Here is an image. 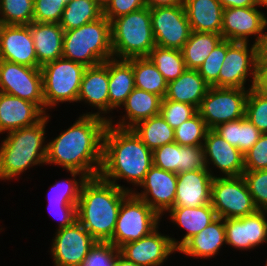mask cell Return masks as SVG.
<instances>
[{
	"instance_id": "11",
	"label": "cell",
	"mask_w": 267,
	"mask_h": 266,
	"mask_svg": "<svg viewBox=\"0 0 267 266\" xmlns=\"http://www.w3.org/2000/svg\"><path fill=\"white\" fill-rule=\"evenodd\" d=\"M256 64V44L227 40L226 56L218 75V87L253 88L256 80ZM247 81L250 84H247Z\"/></svg>"
},
{
	"instance_id": "50",
	"label": "cell",
	"mask_w": 267,
	"mask_h": 266,
	"mask_svg": "<svg viewBox=\"0 0 267 266\" xmlns=\"http://www.w3.org/2000/svg\"><path fill=\"white\" fill-rule=\"evenodd\" d=\"M51 217L58 219L56 230L69 227L77 221V205H48Z\"/></svg>"
},
{
	"instance_id": "25",
	"label": "cell",
	"mask_w": 267,
	"mask_h": 266,
	"mask_svg": "<svg viewBox=\"0 0 267 266\" xmlns=\"http://www.w3.org/2000/svg\"><path fill=\"white\" fill-rule=\"evenodd\" d=\"M161 100L162 98L158 95L134 88L119 109L122 110L124 107L125 114H122L119 120H114L116 117H113L108 124L118 128L131 129L140 121L160 114Z\"/></svg>"
},
{
	"instance_id": "40",
	"label": "cell",
	"mask_w": 267,
	"mask_h": 266,
	"mask_svg": "<svg viewBox=\"0 0 267 266\" xmlns=\"http://www.w3.org/2000/svg\"><path fill=\"white\" fill-rule=\"evenodd\" d=\"M245 117L261 132L267 133V97L250 88Z\"/></svg>"
},
{
	"instance_id": "12",
	"label": "cell",
	"mask_w": 267,
	"mask_h": 266,
	"mask_svg": "<svg viewBox=\"0 0 267 266\" xmlns=\"http://www.w3.org/2000/svg\"><path fill=\"white\" fill-rule=\"evenodd\" d=\"M0 92L35 103L45 113L40 67L0 59Z\"/></svg>"
},
{
	"instance_id": "14",
	"label": "cell",
	"mask_w": 267,
	"mask_h": 266,
	"mask_svg": "<svg viewBox=\"0 0 267 266\" xmlns=\"http://www.w3.org/2000/svg\"><path fill=\"white\" fill-rule=\"evenodd\" d=\"M96 242L78 221L56 230L49 247L52 263L54 266H82Z\"/></svg>"
},
{
	"instance_id": "19",
	"label": "cell",
	"mask_w": 267,
	"mask_h": 266,
	"mask_svg": "<svg viewBox=\"0 0 267 266\" xmlns=\"http://www.w3.org/2000/svg\"><path fill=\"white\" fill-rule=\"evenodd\" d=\"M203 149L207 169L213 177L242 176L245 171L244 155L213 129L208 130ZM213 170L217 171L216 175Z\"/></svg>"
},
{
	"instance_id": "28",
	"label": "cell",
	"mask_w": 267,
	"mask_h": 266,
	"mask_svg": "<svg viewBox=\"0 0 267 266\" xmlns=\"http://www.w3.org/2000/svg\"><path fill=\"white\" fill-rule=\"evenodd\" d=\"M191 31L221 34L223 10L218 0H183Z\"/></svg>"
},
{
	"instance_id": "54",
	"label": "cell",
	"mask_w": 267,
	"mask_h": 266,
	"mask_svg": "<svg viewBox=\"0 0 267 266\" xmlns=\"http://www.w3.org/2000/svg\"><path fill=\"white\" fill-rule=\"evenodd\" d=\"M144 2L148 8L183 5V0H144Z\"/></svg>"
},
{
	"instance_id": "6",
	"label": "cell",
	"mask_w": 267,
	"mask_h": 266,
	"mask_svg": "<svg viewBox=\"0 0 267 266\" xmlns=\"http://www.w3.org/2000/svg\"><path fill=\"white\" fill-rule=\"evenodd\" d=\"M112 52L115 59L147 57L156 46L150 8L130 12L111 22Z\"/></svg>"
},
{
	"instance_id": "9",
	"label": "cell",
	"mask_w": 267,
	"mask_h": 266,
	"mask_svg": "<svg viewBox=\"0 0 267 266\" xmlns=\"http://www.w3.org/2000/svg\"><path fill=\"white\" fill-rule=\"evenodd\" d=\"M211 205L223 219L241 218L258 210L242 176L214 177Z\"/></svg>"
},
{
	"instance_id": "43",
	"label": "cell",
	"mask_w": 267,
	"mask_h": 266,
	"mask_svg": "<svg viewBox=\"0 0 267 266\" xmlns=\"http://www.w3.org/2000/svg\"><path fill=\"white\" fill-rule=\"evenodd\" d=\"M242 177L257 209L267 211V169L245 170Z\"/></svg>"
},
{
	"instance_id": "13",
	"label": "cell",
	"mask_w": 267,
	"mask_h": 266,
	"mask_svg": "<svg viewBox=\"0 0 267 266\" xmlns=\"http://www.w3.org/2000/svg\"><path fill=\"white\" fill-rule=\"evenodd\" d=\"M267 8V1L259 6L225 8L223 10L221 36L231 42H251L257 44L265 35L267 16L260 8Z\"/></svg>"
},
{
	"instance_id": "5",
	"label": "cell",
	"mask_w": 267,
	"mask_h": 266,
	"mask_svg": "<svg viewBox=\"0 0 267 266\" xmlns=\"http://www.w3.org/2000/svg\"><path fill=\"white\" fill-rule=\"evenodd\" d=\"M62 57L86 67L112 59L111 22L103 15L79 28L64 31Z\"/></svg>"
},
{
	"instance_id": "23",
	"label": "cell",
	"mask_w": 267,
	"mask_h": 266,
	"mask_svg": "<svg viewBox=\"0 0 267 266\" xmlns=\"http://www.w3.org/2000/svg\"><path fill=\"white\" fill-rule=\"evenodd\" d=\"M213 178L208 169L177 174V187L173 207H198L211 203Z\"/></svg>"
},
{
	"instance_id": "10",
	"label": "cell",
	"mask_w": 267,
	"mask_h": 266,
	"mask_svg": "<svg viewBox=\"0 0 267 266\" xmlns=\"http://www.w3.org/2000/svg\"><path fill=\"white\" fill-rule=\"evenodd\" d=\"M249 89L210 86L197 109L209 129L245 117Z\"/></svg>"
},
{
	"instance_id": "31",
	"label": "cell",
	"mask_w": 267,
	"mask_h": 266,
	"mask_svg": "<svg viewBox=\"0 0 267 266\" xmlns=\"http://www.w3.org/2000/svg\"><path fill=\"white\" fill-rule=\"evenodd\" d=\"M244 155L259 140L262 133L246 118L225 122L213 129Z\"/></svg>"
},
{
	"instance_id": "8",
	"label": "cell",
	"mask_w": 267,
	"mask_h": 266,
	"mask_svg": "<svg viewBox=\"0 0 267 266\" xmlns=\"http://www.w3.org/2000/svg\"><path fill=\"white\" fill-rule=\"evenodd\" d=\"M161 219L146 202L130 192L121 203L116 227L109 242L119 249L125 243L149 235L160 226Z\"/></svg>"
},
{
	"instance_id": "44",
	"label": "cell",
	"mask_w": 267,
	"mask_h": 266,
	"mask_svg": "<svg viewBox=\"0 0 267 266\" xmlns=\"http://www.w3.org/2000/svg\"><path fill=\"white\" fill-rule=\"evenodd\" d=\"M152 153L154 166L176 174L181 173V152L178 143L165 144Z\"/></svg>"
},
{
	"instance_id": "18",
	"label": "cell",
	"mask_w": 267,
	"mask_h": 266,
	"mask_svg": "<svg viewBox=\"0 0 267 266\" xmlns=\"http://www.w3.org/2000/svg\"><path fill=\"white\" fill-rule=\"evenodd\" d=\"M139 187L142 190L140 192L134 190L133 193L162 218L174 206L177 174L153 165Z\"/></svg>"
},
{
	"instance_id": "38",
	"label": "cell",
	"mask_w": 267,
	"mask_h": 266,
	"mask_svg": "<svg viewBox=\"0 0 267 266\" xmlns=\"http://www.w3.org/2000/svg\"><path fill=\"white\" fill-rule=\"evenodd\" d=\"M34 0H0V23L29 25L33 22Z\"/></svg>"
},
{
	"instance_id": "30",
	"label": "cell",
	"mask_w": 267,
	"mask_h": 266,
	"mask_svg": "<svg viewBox=\"0 0 267 266\" xmlns=\"http://www.w3.org/2000/svg\"><path fill=\"white\" fill-rule=\"evenodd\" d=\"M134 88L132 64L127 59H109V114L118 111Z\"/></svg>"
},
{
	"instance_id": "24",
	"label": "cell",
	"mask_w": 267,
	"mask_h": 266,
	"mask_svg": "<svg viewBox=\"0 0 267 266\" xmlns=\"http://www.w3.org/2000/svg\"><path fill=\"white\" fill-rule=\"evenodd\" d=\"M167 213L174 226L186 230L179 240L171 236V241L177 251L217 218L211 203L198 207H173Z\"/></svg>"
},
{
	"instance_id": "21",
	"label": "cell",
	"mask_w": 267,
	"mask_h": 266,
	"mask_svg": "<svg viewBox=\"0 0 267 266\" xmlns=\"http://www.w3.org/2000/svg\"><path fill=\"white\" fill-rule=\"evenodd\" d=\"M0 59L28 67H41L37 61L30 25L1 24Z\"/></svg>"
},
{
	"instance_id": "15",
	"label": "cell",
	"mask_w": 267,
	"mask_h": 266,
	"mask_svg": "<svg viewBox=\"0 0 267 266\" xmlns=\"http://www.w3.org/2000/svg\"><path fill=\"white\" fill-rule=\"evenodd\" d=\"M150 15L156 45L181 50L191 34L184 6L150 8Z\"/></svg>"
},
{
	"instance_id": "46",
	"label": "cell",
	"mask_w": 267,
	"mask_h": 266,
	"mask_svg": "<svg viewBox=\"0 0 267 266\" xmlns=\"http://www.w3.org/2000/svg\"><path fill=\"white\" fill-rule=\"evenodd\" d=\"M118 252L119 249L112 243L97 241L88 252L82 266H115V256Z\"/></svg>"
},
{
	"instance_id": "20",
	"label": "cell",
	"mask_w": 267,
	"mask_h": 266,
	"mask_svg": "<svg viewBox=\"0 0 267 266\" xmlns=\"http://www.w3.org/2000/svg\"><path fill=\"white\" fill-rule=\"evenodd\" d=\"M109 60L93 67H87L84 71L77 103L84 102L85 105L94 108L97 112H87L81 115H94L107 121L112 119L109 114ZM107 115V116H106Z\"/></svg>"
},
{
	"instance_id": "22",
	"label": "cell",
	"mask_w": 267,
	"mask_h": 266,
	"mask_svg": "<svg viewBox=\"0 0 267 266\" xmlns=\"http://www.w3.org/2000/svg\"><path fill=\"white\" fill-rule=\"evenodd\" d=\"M45 116L35 103L0 92V134L33 126Z\"/></svg>"
},
{
	"instance_id": "39",
	"label": "cell",
	"mask_w": 267,
	"mask_h": 266,
	"mask_svg": "<svg viewBox=\"0 0 267 266\" xmlns=\"http://www.w3.org/2000/svg\"><path fill=\"white\" fill-rule=\"evenodd\" d=\"M209 128L197 112L174 129L175 142L181 146H203Z\"/></svg>"
},
{
	"instance_id": "26",
	"label": "cell",
	"mask_w": 267,
	"mask_h": 266,
	"mask_svg": "<svg viewBox=\"0 0 267 266\" xmlns=\"http://www.w3.org/2000/svg\"><path fill=\"white\" fill-rule=\"evenodd\" d=\"M226 245L224 219L217 217L200 233L190 238L179 250L193 259L214 258Z\"/></svg>"
},
{
	"instance_id": "45",
	"label": "cell",
	"mask_w": 267,
	"mask_h": 266,
	"mask_svg": "<svg viewBox=\"0 0 267 266\" xmlns=\"http://www.w3.org/2000/svg\"><path fill=\"white\" fill-rule=\"evenodd\" d=\"M67 0H34L33 22L59 23Z\"/></svg>"
},
{
	"instance_id": "16",
	"label": "cell",
	"mask_w": 267,
	"mask_h": 266,
	"mask_svg": "<svg viewBox=\"0 0 267 266\" xmlns=\"http://www.w3.org/2000/svg\"><path fill=\"white\" fill-rule=\"evenodd\" d=\"M226 245L241 251L267 243V211L257 210L241 218L224 219Z\"/></svg>"
},
{
	"instance_id": "42",
	"label": "cell",
	"mask_w": 267,
	"mask_h": 266,
	"mask_svg": "<svg viewBox=\"0 0 267 266\" xmlns=\"http://www.w3.org/2000/svg\"><path fill=\"white\" fill-rule=\"evenodd\" d=\"M197 112V108L191 104L165 98L161 100L160 114L173 129H176Z\"/></svg>"
},
{
	"instance_id": "49",
	"label": "cell",
	"mask_w": 267,
	"mask_h": 266,
	"mask_svg": "<svg viewBox=\"0 0 267 266\" xmlns=\"http://www.w3.org/2000/svg\"><path fill=\"white\" fill-rule=\"evenodd\" d=\"M181 173L207 169L203 146H181Z\"/></svg>"
},
{
	"instance_id": "17",
	"label": "cell",
	"mask_w": 267,
	"mask_h": 266,
	"mask_svg": "<svg viewBox=\"0 0 267 266\" xmlns=\"http://www.w3.org/2000/svg\"><path fill=\"white\" fill-rule=\"evenodd\" d=\"M159 226L149 235L137 241L125 243L119 248V253L138 266H162L169 261V256L178 252L171 236L161 233Z\"/></svg>"
},
{
	"instance_id": "36",
	"label": "cell",
	"mask_w": 267,
	"mask_h": 266,
	"mask_svg": "<svg viewBox=\"0 0 267 266\" xmlns=\"http://www.w3.org/2000/svg\"><path fill=\"white\" fill-rule=\"evenodd\" d=\"M66 172L70 173L71 179H60V181L50 184L47 193V205H78L82 186L88 180V177L77 171Z\"/></svg>"
},
{
	"instance_id": "34",
	"label": "cell",
	"mask_w": 267,
	"mask_h": 266,
	"mask_svg": "<svg viewBox=\"0 0 267 266\" xmlns=\"http://www.w3.org/2000/svg\"><path fill=\"white\" fill-rule=\"evenodd\" d=\"M222 39L221 34L191 31L181 49L186 68L197 70Z\"/></svg>"
},
{
	"instance_id": "55",
	"label": "cell",
	"mask_w": 267,
	"mask_h": 266,
	"mask_svg": "<svg viewBox=\"0 0 267 266\" xmlns=\"http://www.w3.org/2000/svg\"><path fill=\"white\" fill-rule=\"evenodd\" d=\"M115 266H138L136 263L127 260L119 252L115 256Z\"/></svg>"
},
{
	"instance_id": "32",
	"label": "cell",
	"mask_w": 267,
	"mask_h": 266,
	"mask_svg": "<svg viewBox=\"0 0 267 266\" xmlns=\"http://www.w3.org/2000/svg\"><path fill=\"white\" fill-rule=\"evenodd\" d=\"M102 16L103 2L100 0H70L64 8L59 24L64 31H69Z\"/></svg>"
},
{
	"instance_id": "7",
	"label": "cell",
	"mask_w": 267,
	"mask_h": 266,
	"mask_svg": "<svg viewBox=\"0 0 267 266\" xmlns=\"http://www.w3.org/2000/svg\"><path fill=\"white\" fill-rule=\"evenodd\" d=\"M86 68L85 65L64 57L40 67L46 115L49 109L51 111L60 106L59 103H77L80 84Z\"/></svg>"
},
{
	"instance_id": "37",
	"label": "cell",
	"mask_w": 267,
	"mask_h": 266,
	"mask_svg": "<svg viewBox=\"0 0 267 266\" xmlns=\"http://www.w3.org/2000/svg\"><path fill=\"white\" fill-rule=\"evenodd\" d=\"M167 83L177 79L187 68L181 50L156 45L147 56Z\"/></svg>"
},
{
	"instance_id": "27",
	"label": "cell",
	"mask_w": 267,
	"mask_h": 266,
	"mask_svg": "<svg viewBox=\"0 0 267 266\" xmlns=\"http://www.w3.org/2000/svg\"><path fill=\"white\" fill-rule=\"evenodd\" d=\"M29 25L40 66L62 57L64 30L59 23L31 22Z\"/></svg>"
},
{
	"instance_id": "29",
	"label": "cell",
	"mask_w": 267,
	"mask_h": 266,
	"mask_svg": "<svg viewBox=\"0 0 267 266\" xmlns=\"http://www.w3.org/2000/svg\"><path fill=\"white\" fill-rule=\"evenodd\" d=\"M209 88L210 85L198 70L186 69L177 79L168 83L165 99L188 103L198 109Z\"/></svg>"
},
{
	"instance_id": "48",
	"label": "cell",
	"mask_w": 267,
	"mask_h": 266,
	"mask_svg": "<svg viewBox=\"0 0 267 266\" xmlns=\"http://www.w3.org/2000/svg\"><path fill=\"white\" fill-rule=\"evenodd\" d=\"M145 7L144 0H105L103 15L112 22L115 18L140 10Z\"/></svg>"
},
{
	"instance_id": "1",
	"label": "cell",
	"mask_w": 267,
	"mask_h": 266,
	"mask_svg": "<svg viewBox=\"0 0 267 266\" xmlns=\"http://www.w3.org/2000/svg\"><path fill=\"white\" fill-rule=\"evenodd\" d=\"M108 121L94 115H79L65 131L47 142L46 165L97 177L102 165L103 136Z\"/></svg>"
},
{
	"instance_id": "35",
	"label": "cell",
	"mask_w": 267,
	"mask_h": 266,
	"mask_svg": "<svg viewBox=\"0 0 267 266\" xmlns=\"http://www.w3.org/2000/svg\"><path fill=\"white\" fill-rule=\"evenodd\" d=\"M131 129L152 152L165 144L175 142L174 129L161 114L140 121Z\"/></svg>"
},
{
	"instance_id": "52",
	"label": "cell",
	"mask_w": 267,
	"mask_h": 266,
	"mask_svg": "<svg viewBox=\"0 0 267 266\" xmlns=\"http://www.w3.org/2000/svg\"><path fill=\"white\" fill-rule=\"evenodd\" d=\"M225 8L259 6L264 0H218Z\"/></svg>"
},
{
	"instance_id": "3",
	"label": "cell",
	"mask_w": 267,
	"mask_h": 266,
	"mask_svg": "<svg viewBox=\"0 0 267 266\" xmlns=\"http://www.w3.org/2000/svg\"><path fill=\"white\" fill-rule=\"evenodd\" d=\"M130 192L99 176L83 184L77 205V221L99 242L112 239L119 209Z\"/></svg>"
},
{
	"instance_id": "47",
	"label": "cell",
	"mask_w": 267,
	"mask_h": 266,
	"mask_svg": "<svg viewBox=\"0 0 267 266\" xmlns=\"http://www.w3.org/2000/svg\"><path fill=\"white\" fill-rule=\"evenodd\" d=\"M245 170L267 169V133H262L259 140L244 154Z\"/></svg>"
},
{
	"instance_id": "53",
	"label": "cell",
	"mask_w": 267,
	"mask_h": 266,
	"mask_svg": "<svg viewBox=\"0 0 267 266\" xmlns=\"http://www.w3.org/2000/svg\"><path fill=\"white\" fill-rule=\"evenodd\" d=\"M257 45V64H267V31Z\"/></svg>"
},
{
	"instance_id": "4",
	"label": "cell",
	"mask_w": 267,
	"mask_h": 266,
	"mask_svg": "<svg viewBox=\"0 0 267 266\" xmlns=\"http://www.w3.org/2000/svg\"><path fill=\"white\" fill-rule=\"evenodd\" d=\"M50 117L49 113L33 126L6 133L0 143L1 181L18 180L28 169L46 164L48 139L45 135Z\"/></svg>"
},
{
	"instance_id": "41",
	"label": "cell",
	"mask_w": 267,
	"mask_h": 266,
	"mask_svg": "<svg viewBox=\"0 0 267 266\" xmlns=\"http://www.w3.org/2000/svg\"><path fill=\"white\" fill-rule=\"evenodd\" d=\"M226 51L227 39H222L197 69L210 86L218 87V75L225 59Z\"/></svg>"
},
{
	"instance_id": "33",
	"label": "cell",
	"mask_w": 267,
	"mask_h": 266,
	"mask_svg": "<svg viewBox=\"0 0 267 266\" xmlns=\"http://www.w3.org/2000/svg\"><path fill=\"white\" fill-rule=\"evenodd\" d=\"M133 66L135 88L165 98L168 83L148 57L127 59Z\"/></svg>"
},
{
	"instance_id": "2",
	"label": "cell",
	"mask_w": 267,
	"mask_h": 266,
	"mask_svg": "<svg viewBox=\"0 0 267 266\" xmlns=\"http://www.w3.org/2000/svg\"><path fill=\"white\" fill-rule=\"evenodd\" d=\"M153 166V153L132 129L107 124L103 136L102 165L99 177L128 192L140 190L146 173ZM124 180L132 187L118 184Z\"/></svg>"
},
{
	"instance_id": "51",
	"label": "cell",
	"mask_w": 267,
	"mask_h": 266,
	"mask_svg": "<svg viewBox=\"0 0 267 266\" xmlns=\"http://www.w3.org/2000/svg\"><path fill=\"white\" fill-rule=\"evenodd\" d=\"M253 88L267 97V64H256V80Z\"/></svg>"
}]
</instances>
